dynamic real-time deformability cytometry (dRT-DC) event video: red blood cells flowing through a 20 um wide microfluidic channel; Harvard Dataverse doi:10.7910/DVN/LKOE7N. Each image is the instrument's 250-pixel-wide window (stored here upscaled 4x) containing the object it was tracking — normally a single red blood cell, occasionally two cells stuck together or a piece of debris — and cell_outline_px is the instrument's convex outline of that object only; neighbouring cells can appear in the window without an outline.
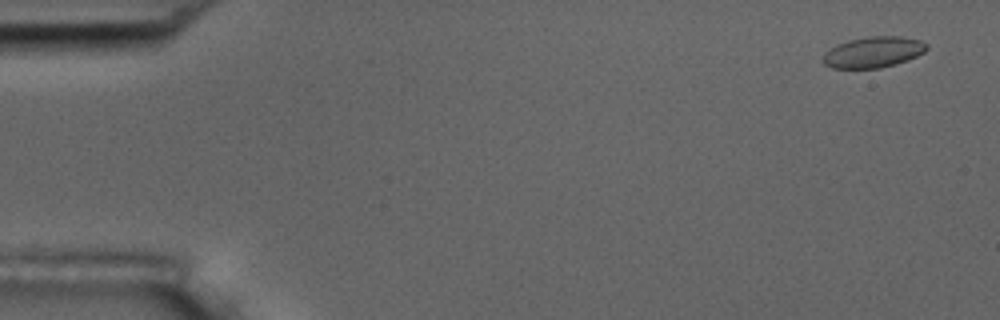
{"species": "common noctule bat (a hibernating species)", "species_latin": "Nyctalus noctula", "temperature_condition": "room temperature", "stored_images_in_passage": 5, "camera_frame_rate_fps": 3000, "um_per_image_px": 0.085, "animal": {"sex": "male", "body_mass_g": 17.5, "forearm_length_mm": 52.3}, "frame": {"image": 1, "passage_image": 1, "time_ms": 0.0, "image_size_px": [1000, 320], "cell_outline_px": [[928, 48], [924, 52], [908, 60], [896, 64], [880, 68], [832, 68], [824, 64], [824, 56], [836, 44], [848, 40], [868, 36], [900, 36], [920, 40], [928, 44]], "centroid_in_image_um": [74.27, 4.42], "position_along_channel_um": 10.7, "area_um2": 18.61}}
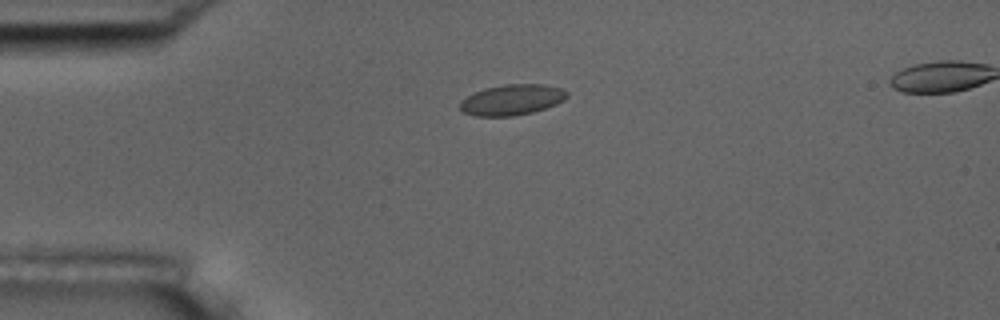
{"frame": {"image": 2, "passage_image": 4, "time_ms": 3.667, "image_size_px": [1000, 320], "cell_outline_px": [[568, 96], [564, 100], [556, 104], [532, 112], [512, 116], [476, 116], [464, 112], [460, 108], [460, 100], [484, 88], [504, 84], [544, 84], [560, 88], [568, 92]], "centroid_in_image_um": [43.52, 8.47], "position_along_channel_um": 41.5, "area_um2": 19.02}}